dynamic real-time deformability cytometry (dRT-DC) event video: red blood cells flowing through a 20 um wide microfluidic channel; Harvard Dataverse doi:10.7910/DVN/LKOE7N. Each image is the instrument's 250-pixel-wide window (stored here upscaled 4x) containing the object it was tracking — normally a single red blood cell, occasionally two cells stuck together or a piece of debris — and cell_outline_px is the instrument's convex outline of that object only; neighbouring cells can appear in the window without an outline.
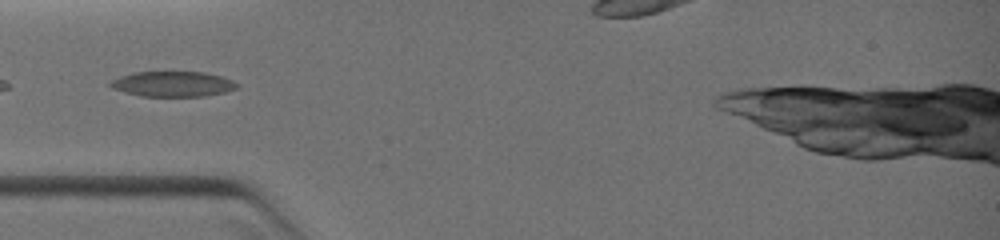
{"species": "common noctule bat (a hibernating species)", "species_latin": "Nyctalus noctula", "temperature_condition": "warm", "stored_images_in_passage": 17, "camera_frame_rate_fps": 3000, "um_per_image_px": 0.085, "animal": {"sex": "female", "body_mass_g": 19.0, "forearm_length_mm": 51.5}, "frame": {"image": 1, "passage_image": 1, "time_ms": 0.0, "image_size_px": [1000, 240], "cell_outline_px": [[236, 88], [224, 92], [204, 96], [140, 96], [124, 92], [112, 88], [108, 84], [112, 80], [120, 76], [132, 72], [204, 72], [220, 76], [232, 80], [236, 84]], "centroid_in_image_um": [14.63, 7.14], "position_along_channel_um": 70.4, "area_um2": 18.5}}
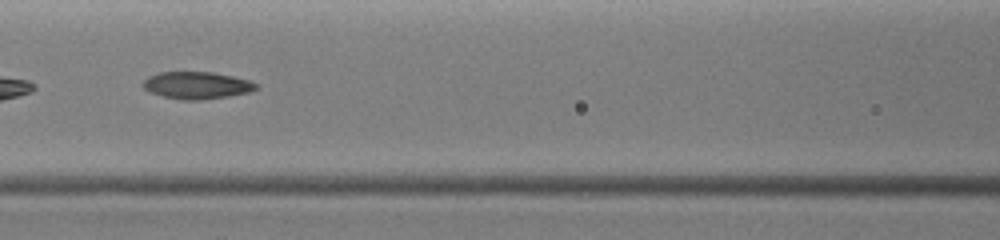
{"frame": {"image": 2, "passage_image": 7, "time_ms": 1.667, "image_size_px": [1000, 240], "cell_outline_px": [[260, 88], [252, 92], [228, 96], [200, 100], [184, 100], [164, 96], [148, 92], [140, 84], [148, 76], [160, 72], [212, 72], [232, 76], [248, 80], [260, 84]], "centroid_in_image_um": [16.75, 7.25], "position_along_channel_um": 149.8, "area_um2": 18.09}}
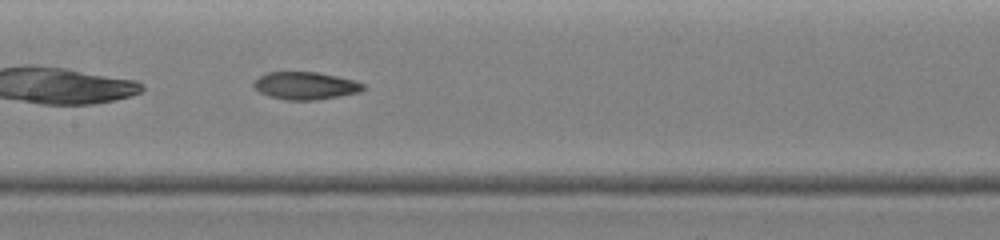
{"frame": {"image": 3, "passage_image": 10, "time_ms": 2.333, "image_size_px": [1000, 240], "cell_outline_px": [[364, 88], [360, 92], [340, 96], [316, 100], [284, 100], [268, 96], [260, 92], [252, 84], [260, 76], [268, 72], [316, 72], [356, 80], [364, 84]], "centroid_in_image_um": [25.98, 7.29], "position_along_channel_um": 181.4, "area_um2": 17.57}}